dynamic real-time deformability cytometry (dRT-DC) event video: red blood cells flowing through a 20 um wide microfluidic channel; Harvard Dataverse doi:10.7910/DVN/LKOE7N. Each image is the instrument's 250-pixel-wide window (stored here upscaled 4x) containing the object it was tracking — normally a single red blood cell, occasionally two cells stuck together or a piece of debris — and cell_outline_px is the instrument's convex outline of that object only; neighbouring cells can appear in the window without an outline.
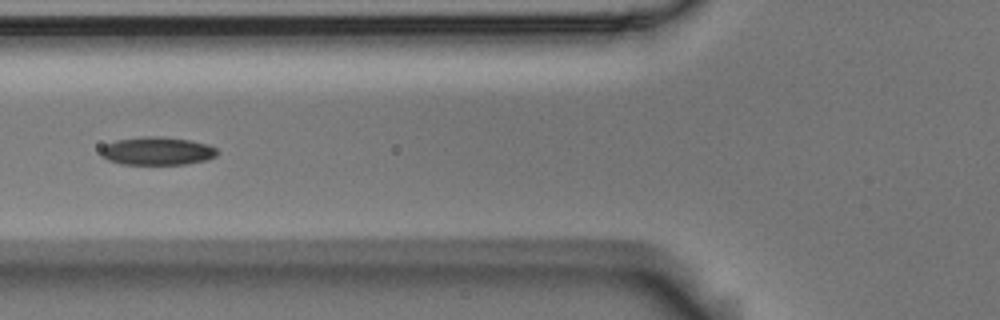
{"species": "Egyptian fruit bat (a non-hibernating species)", "species_latin": "Rousettus aegyptiacus", "temperature_condition": "room temperature", "stored_images_in_passage": 12, "camera_frame_rate_fps": 3000, "um_per_image_px": 0.085, "animal": {"sex": "male"}, "frame": {"image": 1, "passage_image": 6, "time_ms": 1.667, "image_size_px": [1000, 320], "cell_outline_px": [[220, 152], [216, 156], [204, 160], [184, 164], [120, 164], [108, 160], [100, 156], [100, 148], [116, 140], [140, 136], [160, 136], [188, 140], [208, 144], [216, 148]], "centroid_in_image_um": [13.34, 12.83], "position_along_channel_um": 112.5, "area_um2": 19.13}}
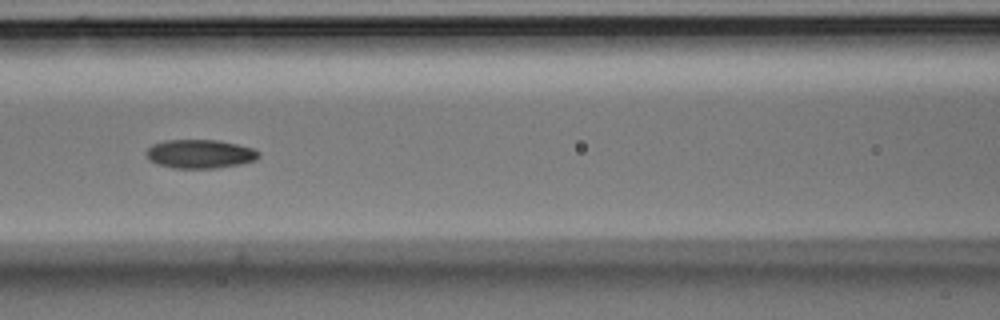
{"frame": {"image": 2, "passage_image": 9, "time_ms": 2.667, "image_size_px": [1000, 320], "cell_outline_px": [[260, 156], [256, 160], [240, 164], [216, 168], [172, 168], [160, 164], [152, 160], [148, 156], [148, 148], [152, 144], [164, 140], [216, 140], [236, 144], [252, 148], [260, 152]], "centroid_in_image_um": [17.04, 13.08], "position_along_channel_um": 149.6, "area_um2": 18.61}}